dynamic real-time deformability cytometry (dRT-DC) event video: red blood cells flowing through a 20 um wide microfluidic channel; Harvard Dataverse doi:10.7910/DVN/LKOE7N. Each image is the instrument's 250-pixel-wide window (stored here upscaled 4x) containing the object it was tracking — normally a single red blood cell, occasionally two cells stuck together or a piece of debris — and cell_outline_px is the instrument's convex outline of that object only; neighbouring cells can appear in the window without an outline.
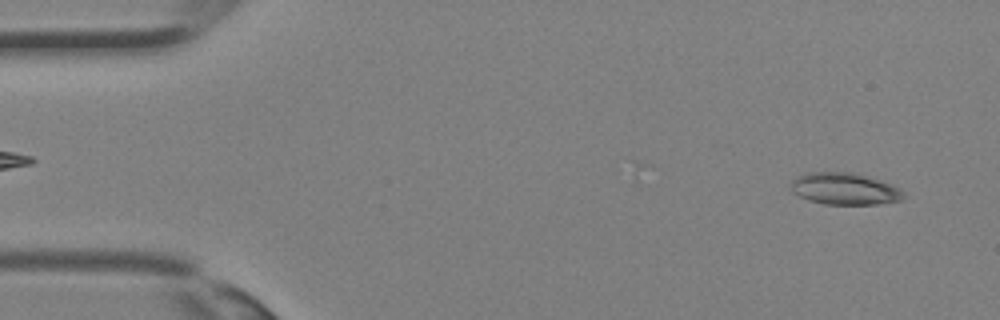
{"species": "Egyptian fruit bat (a non-hibernating species)", "species_latin": "Rousettus aegyptiacus", "temperature_condition": "room temperature", "stored_images_in_passage": 7, "camera_frame_rate_fps": 3000, "um_per_image_px": 0.085, "animal": {"sex": "female"}, "frame": {"image": 1, "passage_image": 2, "time_ms": 0.333, "image_size_px": [1000, 320], "cell_outline_px": [[908, 196], [900, 200], [880, 204], [824, 204], [808, 200], [792, 192], [792, 180], [796, 176], [808, 172], [852, 172], [868, 176], [892, 184], [900, 188]], "centroid_in_image_um": [71.83, 16.04], "position_along_channel_um": 13.2, "area_um2": 21.1}}